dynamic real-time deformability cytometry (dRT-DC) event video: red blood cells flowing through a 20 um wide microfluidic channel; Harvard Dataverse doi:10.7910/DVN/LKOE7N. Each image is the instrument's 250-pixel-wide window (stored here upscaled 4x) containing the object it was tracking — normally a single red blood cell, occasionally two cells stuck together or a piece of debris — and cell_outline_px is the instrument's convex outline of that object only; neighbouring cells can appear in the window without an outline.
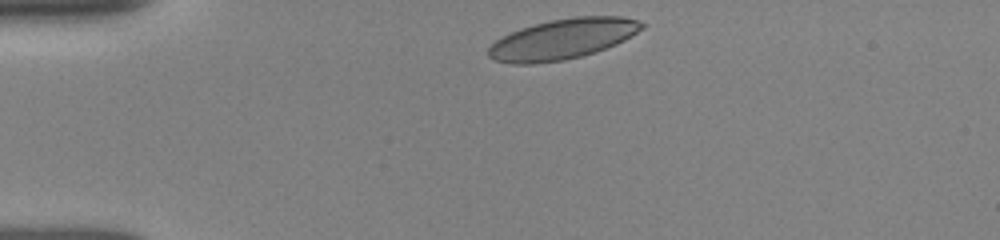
{"species": "human", "species_latin": "Homo sapiens", "temperature_condition": "room temperature", "stored_images_in_passage": 11, "camera_frame_rate_fps": 3000, "um_per_image_px": 0.085, "donor": {"sex": "female"}, "frame": {"image": 1, "passage_image": 1, "time_ms": 0.0, "image_size_px": [1000, 240], "cell_outline_px": [[644, 28], [624, 40], [616, 44], [580, 56], [564, 60], [532, 64], [512, 64], [492, 60], [488, 56], [488, 48], [496, 40], [520, 28], [552, 20], [576, 16], [620, 16], [636, 20], [644, 24]], "centroid_in_image_um": [47.8, 3.32], "position_along_channel_um": 37.2, "area_um2": 35.72}}
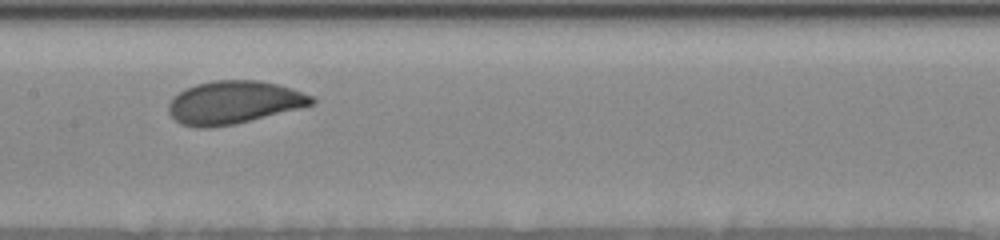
{"frame": {"image": 2, "passage_image": 8, "time_ms": 5.0, "image_size_px": [1000, 240], "cell_outline_px": [[316, 104], [300, 108], [232, 124], [208, 128], [200, 128], [180, 124], [168, 112], [168, 104], [180, 92], [196, 84], [212, 80], [256, 80], [276, 84], [312, 96], [316, 100]], "centroid_in_image_um": [19.86, 8.71], "position_along_channel_um": 187.5, "area_um2": 35.26}}
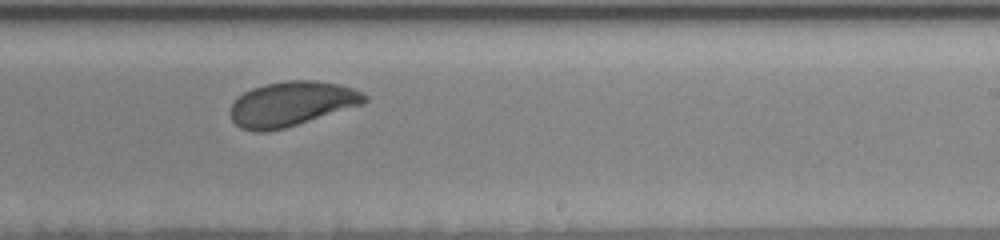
{"frame": {"image": 3, "passage_image": 10, "time_ms": 7.0, "image_size_px": [1000, 240], "cell_outline_px": [[368, 100], [364, 104], [284, 128], [264, 132], [256, 132], [240, 128], [232, 120], [228, 112], [236, 96], [252, 88], [264, 84], [288, 80], [312, 80], [340, 84], [352, 88], [368, 96]], "centroid_in_image_um": [24.75, 8.82], "position_along_channel_um": 264.3, "area_um2": 35.08}}